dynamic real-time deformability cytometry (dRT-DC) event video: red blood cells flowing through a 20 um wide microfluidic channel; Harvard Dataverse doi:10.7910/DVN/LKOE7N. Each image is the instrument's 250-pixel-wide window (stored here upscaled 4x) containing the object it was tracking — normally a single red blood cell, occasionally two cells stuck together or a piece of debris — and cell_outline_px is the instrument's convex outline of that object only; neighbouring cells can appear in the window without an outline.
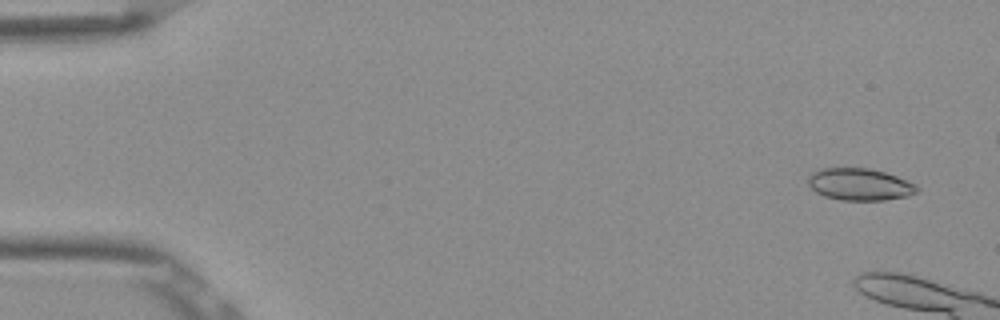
{"species": "Egyptian fruit bat (a non-hibernating species)", "species_latin": "Rousettus aegyptiacus", "temperature_condition": "room temperature", "stored_images_in_passage": 12, "camera_frame_rate_fps": 3000, "um_per_image_px": 0.085, "frame": {"image": 1, "passage_image": 3, "time_ms": 0.667, "image_size_px": [1000, 320], "cell_outline_px": [[920, 192], [908, 196], [884, 200], [840, 200], [824, 196], [816, 192], [808, 184], [808, 176], [812, 172], [820, 168], [868, 168], [884, 172], [896, 176], [916, 184], [920, 188]], "centroid_in_image_um": [73.09, 15.67], "position_along_channel_um": 11.9, "area_um2": 20.46}}